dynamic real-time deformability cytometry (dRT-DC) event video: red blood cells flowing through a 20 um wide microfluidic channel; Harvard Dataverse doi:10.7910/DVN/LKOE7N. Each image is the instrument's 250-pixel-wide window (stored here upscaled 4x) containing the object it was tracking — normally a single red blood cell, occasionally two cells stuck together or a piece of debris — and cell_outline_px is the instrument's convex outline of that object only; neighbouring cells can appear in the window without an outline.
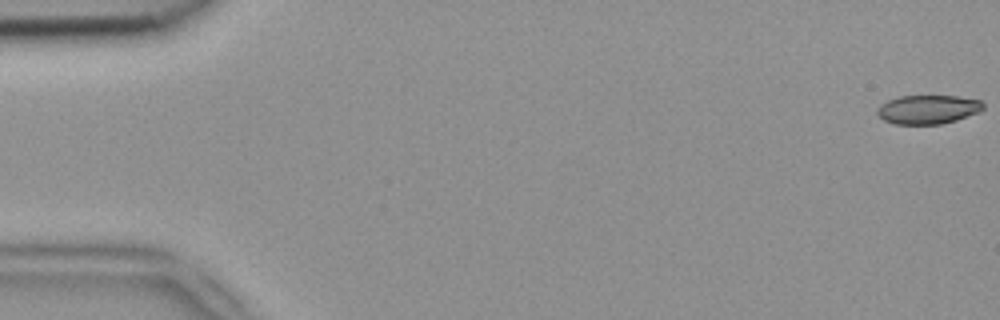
{"species": "common noctule bat (a hibernating species)", "species_latin": "Nyctalus noctula", "temperature_condition": "room temperature", "stored_images_in_passage": 5, "camera_frame_rate_fps": 3000, "um_per_image_px": 0.085, "animal": {"sex": "female", "body_mass_g": 18.4}, "frame": {"image": 1, "passage_image": 1, "time_ms": 0.0, "image_size_px": [1000, 320], "cell_outline_px": [[984, 108], [980, 112], [956, 120], [940, 124], [896, 124], [884, 120], [876, 112], [876, 108], [880, 104], [888, 100], [900, 96], [956, 96], [980, 100], [984, 104]], "centroid_in_image_um": [78.88, 9.3], "position_along_channel_um": 6.1, "area_um2": 17.86}}
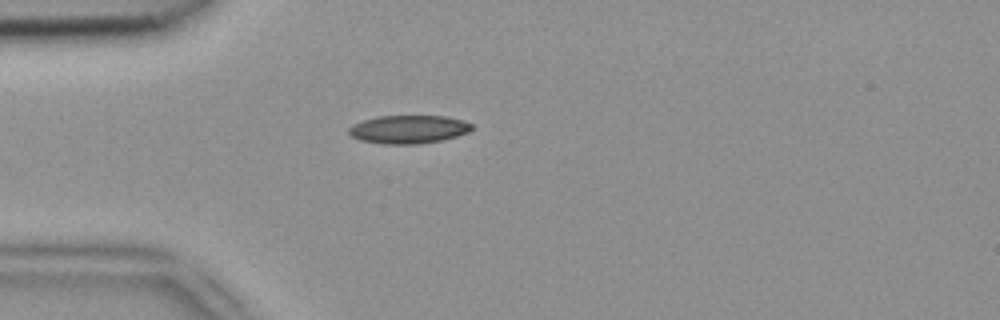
{"frame": {"image": 2, "passage_image": 5, "time_ms": 1.333, "image_size_px": [1000, 320], "cell_outline_px": [[472, 128], [468, 132], [456, 136], [440, 140], [420, 144], [384, 144], [360, 140], [352, 136], [348, 132], [348, 128], [352, 124], [376, 116], [448, 116], [472, 124]], "centroid_in_image_um": [34.69, 10.99], "position_along_channel_um": 50.3, "area_um2": 20.17}}